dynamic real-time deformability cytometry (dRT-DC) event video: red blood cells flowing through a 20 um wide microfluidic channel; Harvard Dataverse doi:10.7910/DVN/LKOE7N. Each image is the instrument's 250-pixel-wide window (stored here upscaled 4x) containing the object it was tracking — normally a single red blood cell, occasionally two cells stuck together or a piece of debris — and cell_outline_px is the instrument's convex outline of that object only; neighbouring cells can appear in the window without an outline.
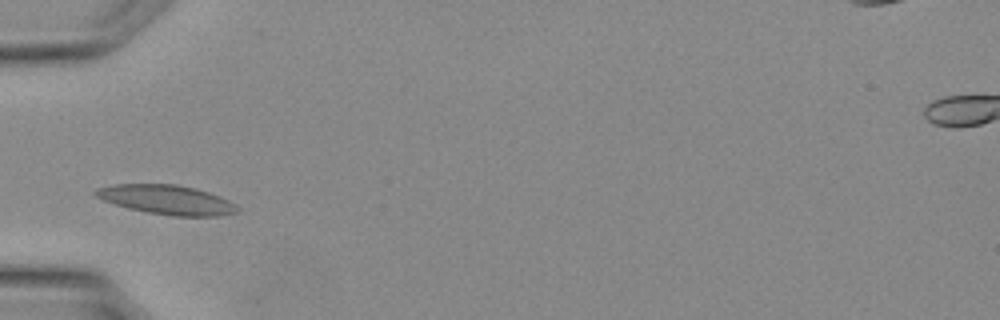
{"species": "Egyptian fruit bat (a non-hibernating species)", "species_latin": "Rousettus aegyptiacus", "temperature_condition": "warm", "stored_images_in_passage": 24, "camera_frame_rate_fps": 3000, "um_per_image_px": 0.085, "animal": {"sex": "female"}, "frame": {"image": 1, "passage_image": 1, "time_ms": 0.0, "image_size_px": [1000, 320], "cell_outline_px": [[240, 212], [220, 216], [172, 216], [148, 212], [128, 208], [104, 200], [96, 196], [92, 192], [96, 188], [112, 184], [176, 184], [196, 188], [220, 196], [236, 204], [240, 208]], "centroid_in_image_um": [14.21, 16.97], "position_along_channel_um": 70.8, "area_um2": 24.39}}
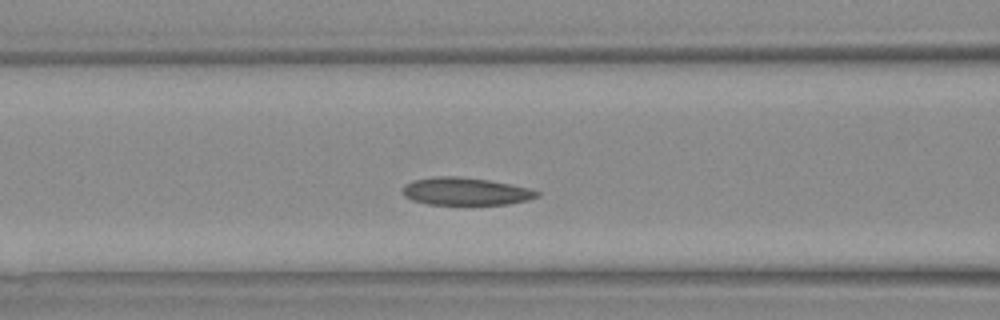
{"frame": {"image": 2, "passage_image": 4, "time_ms": 1.0, "image_size_px": [1000, 320], "cell_outline_px": [[540, 196], [528, 200], [508, 204], [428, 204], [412, 200], [404, 196], [400, 192], [400, 188], [404, 184], [416, 180], [436, 176], [460, 176], [488, 180], [532, 188], [540, 192]], "centroid_in_image_um": [39.57, 16.26], "position_along_channel_um": 127.0, "area_um2": 21.79}}